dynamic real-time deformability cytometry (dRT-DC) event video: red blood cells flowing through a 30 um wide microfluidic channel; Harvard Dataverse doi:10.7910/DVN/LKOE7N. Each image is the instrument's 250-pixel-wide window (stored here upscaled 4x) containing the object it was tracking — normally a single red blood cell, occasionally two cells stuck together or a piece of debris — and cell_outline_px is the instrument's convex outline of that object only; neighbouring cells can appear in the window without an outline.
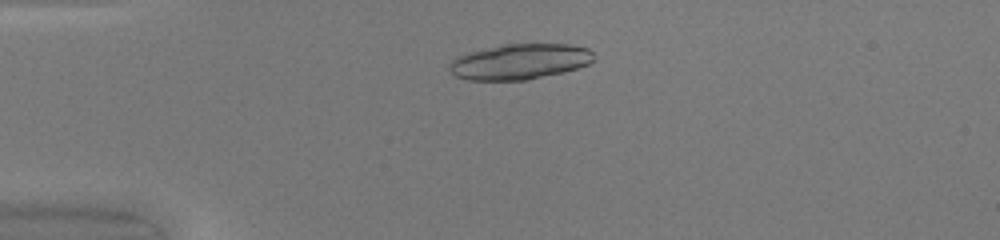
{"species": "common noctule bat (a hibernating species)", "species_latin": "Nyctalus noctula", "temperature_condition": "warm", "stored_images_in_passage": 46, "camera_frame_rate_fps": 3000, "um_per_image_px": 0.085, "animal": {"sex": "female", "body_mass_g": 20.0, "forearm_length_mm": 54.0}, "frame": {"image": 1, "passage_image": 10, "time_ms": 3.0, "image_size_px": [1000, 240], "cell_outline_px": [[596, 60], [588, 64], [564, 72], [528, 80], [468, 80], [456, 76], [448, 68], [448, 64], [456, 56], [468, 52], [500, 44], [568, 44], [588, 48], [592, 52]], "centroid_in_image_um": [44.17, 5.23], "position_along_channel_um": 40.8, "area_um2": 30.17}}